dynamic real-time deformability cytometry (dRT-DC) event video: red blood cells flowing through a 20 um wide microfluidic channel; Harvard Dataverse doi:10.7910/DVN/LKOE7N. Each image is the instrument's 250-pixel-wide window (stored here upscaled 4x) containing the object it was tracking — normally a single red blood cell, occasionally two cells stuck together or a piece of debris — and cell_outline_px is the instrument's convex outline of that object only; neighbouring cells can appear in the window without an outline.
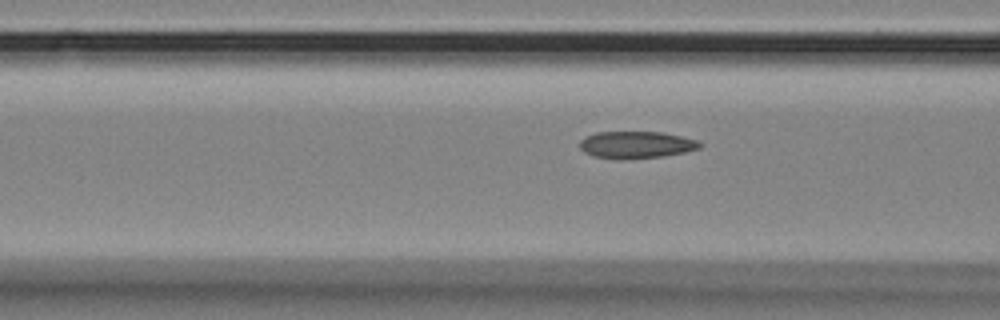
{"species": "Egyptian fruit bat (a non-hibernating species)", "species_latin": "Rousettus aegyptiacus", "temperature_condition": "room temperature", "stored_images_in_passage": 13, "camera_frame_rate_fps": 3000, "um_per_image_px": 0.085, "animal": {"sex": "female"}, "frame": {"image": 1, "passage_image": 10, "time_ms": 3.0, "image_size_px": [1000, 320], "cell_outline_px": [[704, 144], [700, 148], [684, 152], [664, 156], [596, 156], [584, 152], [580, 148], [580, 140], [596, 132], [664, 132], [696, 140]], "centroid_in_image_um": [54.14, 12.25], "position_along_channel_um": 112.5, "area_um2": 17.92}}